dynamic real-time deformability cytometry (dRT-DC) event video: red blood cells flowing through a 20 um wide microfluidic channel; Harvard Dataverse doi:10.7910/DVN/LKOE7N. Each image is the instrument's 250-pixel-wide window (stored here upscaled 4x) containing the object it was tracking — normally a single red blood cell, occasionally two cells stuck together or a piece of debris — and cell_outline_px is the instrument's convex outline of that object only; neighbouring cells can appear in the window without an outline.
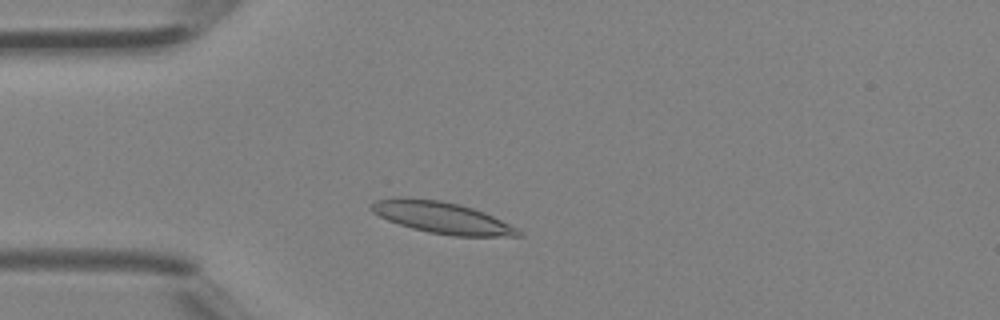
{"species": "Egyptian fruit bat (a non-hibernating species)", "species_latin": "Rousettus aegyptiacus", "temperature_condition": "room temperature", "stored_images_in_passage": 36, "camera_frame_rate_fps": 3000, "um_per_image_px": 0.085, "animal": {"sex": "female"}, "frame": {"image": 1, "passage_image": 6, "time_ms": 1.667, "image_size_px": [1000, 320], "cell_outline_px": [[524, 236], [452, 236], [428, 232], [412, 228], [388, 220], [372, 212], [368, 208], [368, 204], [376, 200], [392, 196], [440, 200], [472, 208], [484, 212], [524, 232]], "centroid_in_image_um": [37.5, 18.49], "position_along_channel_um": 47.5, "area_um2": 27.05}}
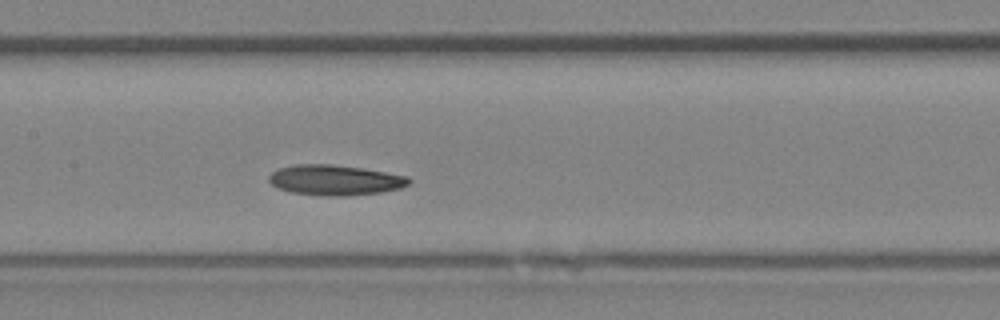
{"frame": {"image": 2, "passage_image": 15, "time_ms": 4.667, "image_size_px": [1000, 320], "cell_outline_px": [[412, 180], [408, 184], [400, 188], [380, 192], [348, 196], [320, 196], [292, 192], [276, 188], [268, 180], [268, 176], [272, 172], [280, 168], [296, 164], [332, 164], [360, 168], [408, 176]], "centroid_in_image_um": [28.45, 15.31], "position_along_channel_um": 179.0, "area_um2": 24.74}}
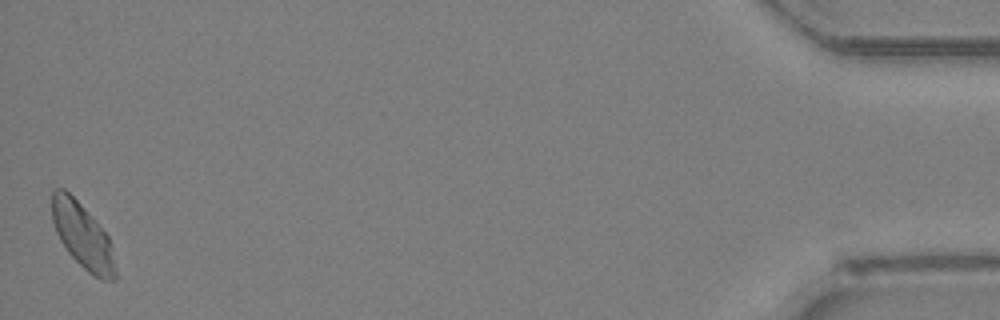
{"frame": {"image": 3, "passage_image": 36, "time_ms": 11.667, "image_size_px": [1000, 320], "cell_outline_px": [[116, 280], [100, 280], [88, 272], [68, 252], [60, 240], [56, 232], [52, 220], [52, 188], [64, 188], [80, 204], [108, 236], [116, 272]], "centroid_in_image_um": [6.99, 20.05], "position_along_channel_um": 428.2, "area_um2": 23.58}}